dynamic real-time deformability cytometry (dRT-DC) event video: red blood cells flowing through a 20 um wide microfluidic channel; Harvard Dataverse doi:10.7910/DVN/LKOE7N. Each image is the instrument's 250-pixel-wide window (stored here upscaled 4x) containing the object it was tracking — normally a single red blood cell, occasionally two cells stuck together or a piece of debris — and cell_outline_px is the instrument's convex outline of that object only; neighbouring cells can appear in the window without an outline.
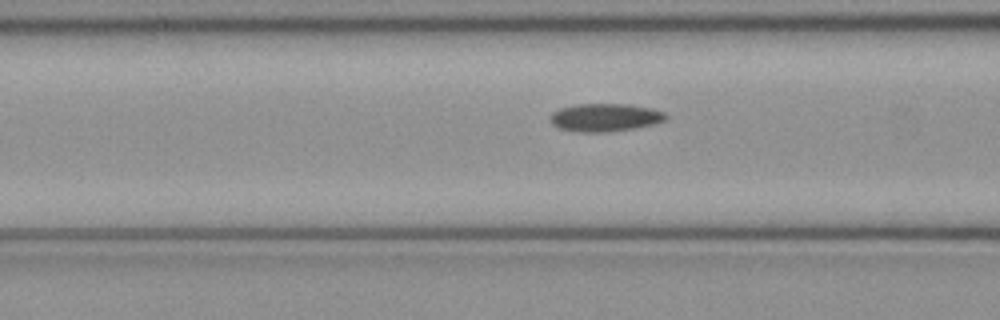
{"species": "common noctule bat (a hibernating species)", "species_latin": "Nyctalus noctula", "temperature_condition": "cold", "stored_images_in_passage": 43, "camera_frame_rate_fps": 3000, "um_per_image_px": 0.085, "animal": {"sex": "female", "body_mass_g": 21.9}, "frame": {"image": 1, "passage_image": 12, "time_ms": 3.667, "image_size_px": [1000, 320], "cell_outline_px": [[668, 116], [664, 120], [652, 124], [636, 128], [608, 132], [576, 132], [556, 128], [552, 124], [552, 112], [560, 108], [576, 104], [628, 104], [652, 108], [664, 112]], "centroid_in_image_um": [51.42, 9.99], "position_along_channel_um": 115.2, "area_um2": 18.9}}
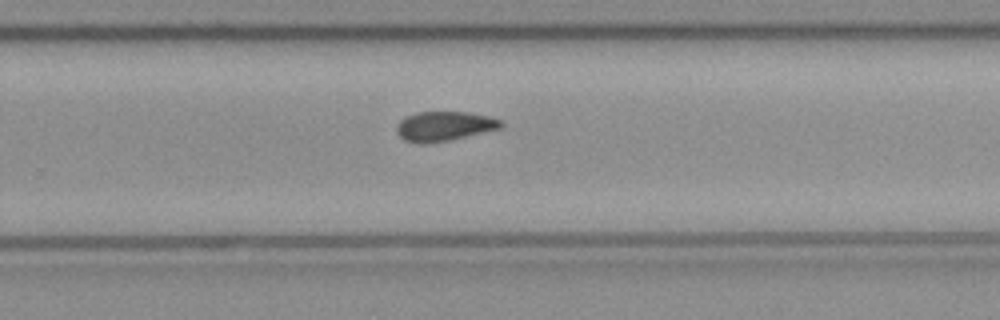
{"frame": {"image": 2, "passage_image": 25, "time_ms": 8.0, "image_size_px": [1000, 320], "cell_outline_px": [[504, 124], [500, 128], [452, 140], [424, 144], [420, 144], [404, 140], [396, 132], [396, 128], [400, 120], [408, 116], [420, 112], [468, 112], [492, 116], [504, 120]], "centroid_in_image_um": [37.81, 10.73], "position_along_channel_um": 292.0, "area_um2": 18.15}}
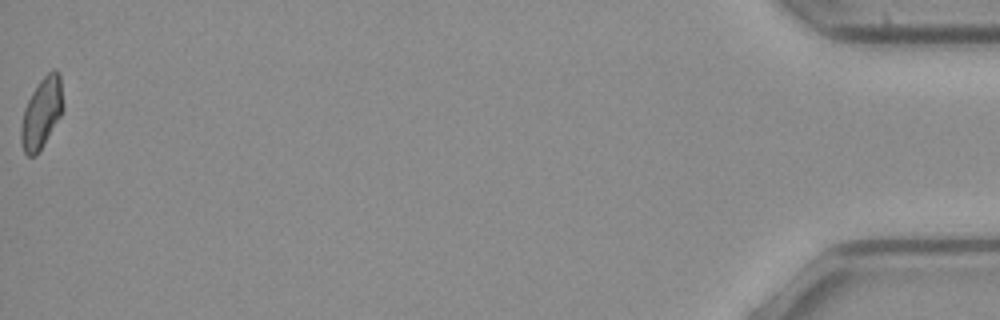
{"frame": {"image": 3, "passage_image": 43, "time_ms": 14.0, "image_size_px": [1000, 320], "cell_outline_px": [[64, 108], [60, 116], [36, 156], [28, 156], [24, 152], [20, 140], [20, 128], [24, 108], [32, 92], [40, 80], [52, 68], [56, 68], [60, 72], [64, 104]], "centroid_in_image_um": [3.55, 9.56], "position_along_channel_um": 431.7, "area_um2": 17.4}}